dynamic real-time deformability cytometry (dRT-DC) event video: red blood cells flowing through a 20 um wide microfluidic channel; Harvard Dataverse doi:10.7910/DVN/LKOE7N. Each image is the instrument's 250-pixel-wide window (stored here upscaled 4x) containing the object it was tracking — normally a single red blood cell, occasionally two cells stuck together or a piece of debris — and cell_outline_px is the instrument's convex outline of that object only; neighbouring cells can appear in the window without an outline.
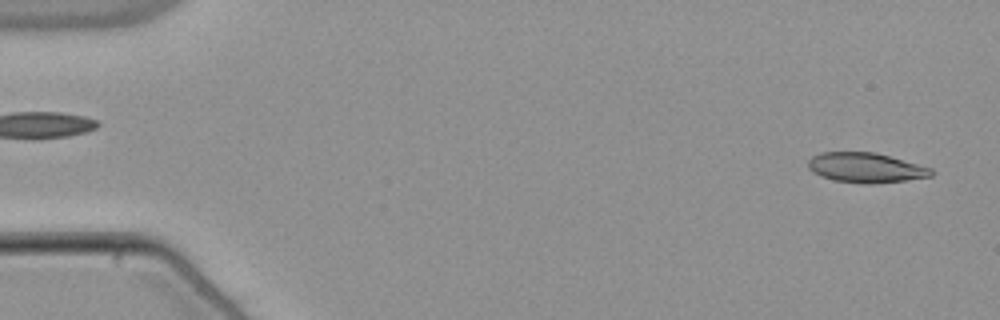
{"species": "common noctule bat (a hibernating species)", "species_latin": "Nyctalus noctula", "temperature_condition": "warm", "stored_images_in_passage": 53, "camera_frame_rate_fps": 3000, "um_per_image_px": 0.085, "animal": {"sex": "male", "body_mass_g": 21.5, "forearm_length_mm": 52.0}, "frame": {"image": 1, "passage_image": 2, "time_ms": 0.333, "image_size_px": [1000, 320], "cell_outline_px": [[936, 172], [932, 176], [908, 180], [832, 180], [820, 176], [812, 172], [808, 168], [808, 160], [812, 156], [820, 152], [876, 152], [932, 168]], "centroid_in_image_um": [73.57, 14.19], "position_along_channel_um": 11.4, "area_um2": 20.52}}
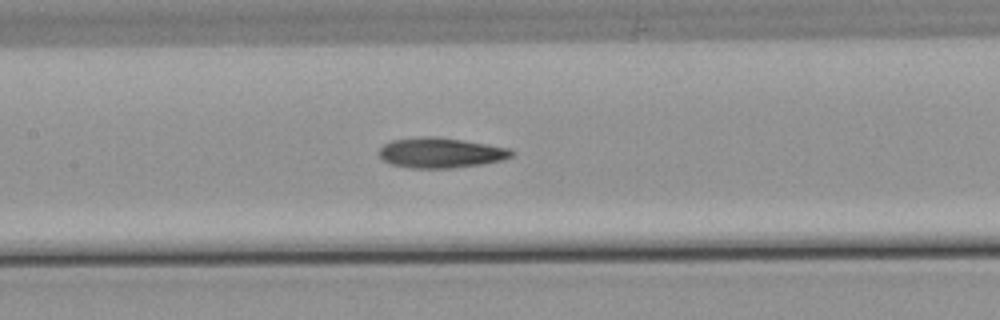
{"frame": {"image": 2, "passage_image": 25, "time_ms": 8.0, "image_size_px": [1000, 320], "cell_outline_px": [[516, 152], [512, 156], [504, 160], [480, 164], [452, 168], [412, 168], [392, 164], [384, 160], [380, 156], [380, 148], [384, 144], [392, 140], [424, 136], [436, 136], [464, 140], [512, 148]], "centroid_in_image_um": [37.52, 12.98], "position_along_channel_um": 169.9, "area_um2": 23.41}}
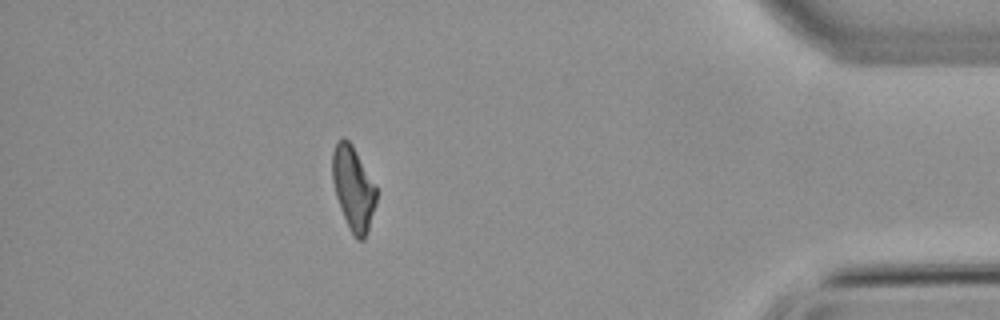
{"frame": {"image": 3, "passage_image": 47, "time_ms": 15.333, "image_size_px": [1000, 320], "cell_outline_px": [[376, 204], [368, 232], [364, 240], [356, 240], [352, 236], [340, 208], [336, 196], [332, 180], [332, 152], [336, 144], [344, 136], [352, 144], [376, 184]], "centroid_in_image_um": [30.04, 16.03], "position_along_channel_um": 405.2, "area_um2": 21.79}, "authors_computed_cell_mechanics": {"area_um2": 22.3108, "velocity_mm_per_s": 3.8513, "shape_relaxation_time_tau1_ms": null, "shape_relaxation_time_tau2_ms": 5.8039, "deformation_change_tau1": null, "deformation_change_tau2": 0.1648}}